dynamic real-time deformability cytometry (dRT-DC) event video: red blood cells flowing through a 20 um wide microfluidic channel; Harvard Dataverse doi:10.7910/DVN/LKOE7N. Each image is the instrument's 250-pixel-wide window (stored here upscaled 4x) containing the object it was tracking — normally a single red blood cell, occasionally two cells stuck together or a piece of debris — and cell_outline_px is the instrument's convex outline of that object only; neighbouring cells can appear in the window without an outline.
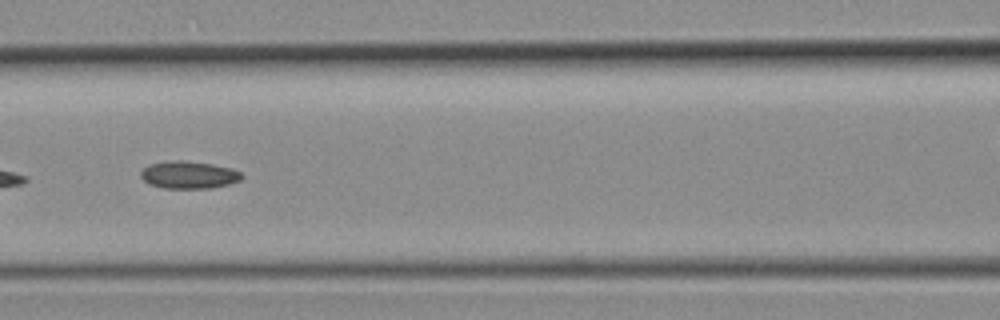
{"species": "common noctule bat (a hibernating species)", "species_latin": "Nyctalus noctula", "temperature_condition": "room temperature", "stored_images_in_passage": 18, "camera_frame_rate_fps": 3000, "um_per_image_px": 0.085, "animal": {"sex": "female", "body_mass_g": 19.3, "forearm_length_mm": 54.1}, "frame": {"image": 1, "passage_image": 6, "time_ms": 1.667, "image_size_px": [1000, 320], "cell_outline_px": [[244, 176], [240, 180], [228, 184], [212, 188], [164, 188], [148, 184], [140, 176], [140, 172], [148, 164], [176, 160], [180, 160], [212, 164], [232, 168], [240, 172]], "centroid_in_image_um": [16.04, 14.87], "position_along_channel_um": 150.6, "area_um2": 16.13}}
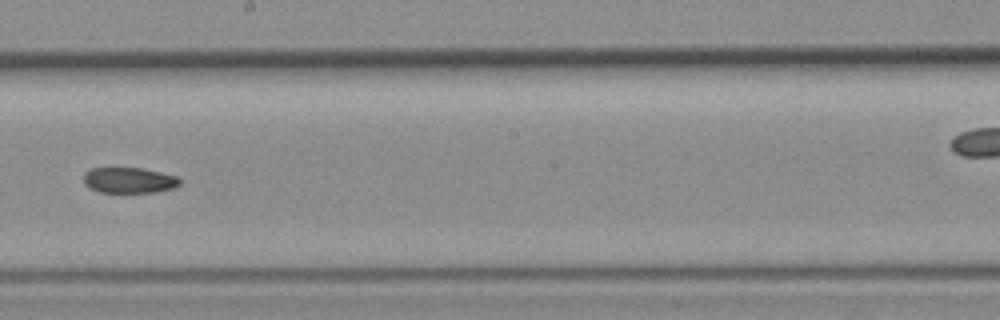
{"frame": {"image": 2, "passage_image": 11, "time_ms": 3.333, "image_size_px": [1000, 320], "cell_outline_px": [[180, 184], [172, 188], [156, 192], [100, 192], [88, 188], [84, 184], [84, 172], [88, 168], [112, 164], [144, 168], [176, 176], [180, 180]], "centroid_in_image_um": [10.86, 15.25], "position_along_channel_um": 237.3, "area_um2": 15.26}}
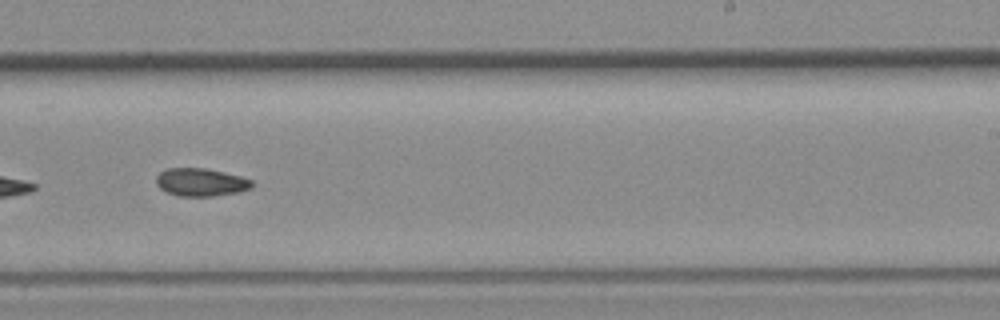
{"frame": {"image": 3, "passage_image": 13, "time_ms": 4.0, "image_size_px": [1000, 320], "cell_outline_px": [[256, 184], [252, 188], [236, 192], [212, 196], [176, 196], [160, 188], [156, 184], [156, 176], [160, 172], [168, 168], [204, 168], [224, 172], [240, 176], [252, 180]], "centroid_in_image_um": [17.08, 15.49], "position_along_channel_um": 271.9, "area_um2": 15.61}}